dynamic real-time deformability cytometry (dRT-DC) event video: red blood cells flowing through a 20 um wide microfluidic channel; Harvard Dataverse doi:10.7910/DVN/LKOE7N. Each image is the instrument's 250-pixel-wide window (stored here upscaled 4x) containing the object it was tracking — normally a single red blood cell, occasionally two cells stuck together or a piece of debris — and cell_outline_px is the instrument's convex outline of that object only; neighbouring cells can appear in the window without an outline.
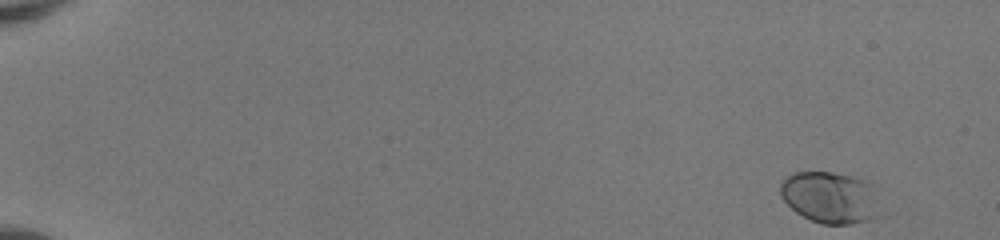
{"species": "human", "species_latin": "Homo sapiens", "temperature_condition": "room temperature", "stored_images_in_passage": 50, "camera_frame_rate_fps": 3000, "um_per_image_px": 0.085, "donor": {"sex": "female"}, "frame": {"image": 1, "passage_image": 1, "time_ms": 0.0, "image_size_px": [1000, 240], "cell_outline_px": [[884, 188], [872, 216], [868, 220], [852, 224], [824, 224], [812, 220], [796, 212], [780, 196], [780, 184], [784, 176], [792, 172], [832, 172], [852, 176], [876, 184]], "centroid_in_image_um": [70.6, 16.73], "position_along_channel_um": 14.4, "area_um2": 30.52}}
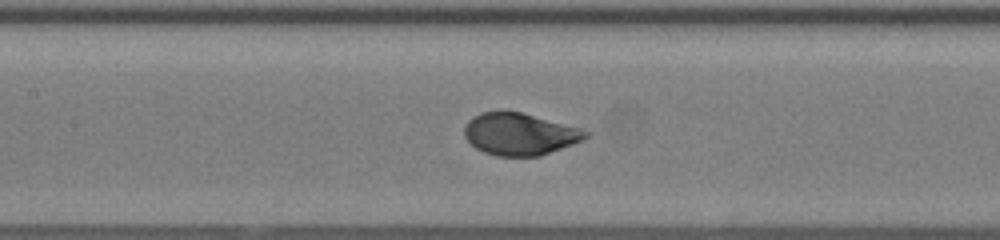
{"frame": {"image": 2, "passage_image": 25, "time_ms": 8.0, "image_size_px": [1000, 240], "cell_outline_px": [[592, 132], [584, 140], [540, 156], [496, 156], [484, 152], [476, 148], [464, 136], [464, 124], [472, 116], [480, 112], [500, 108], [520, 112], [580, 128]], "centroid_in_image_um": [44.14, 11.37], "position_along_channel_um": 163.3, "area_um2": 30.23}}
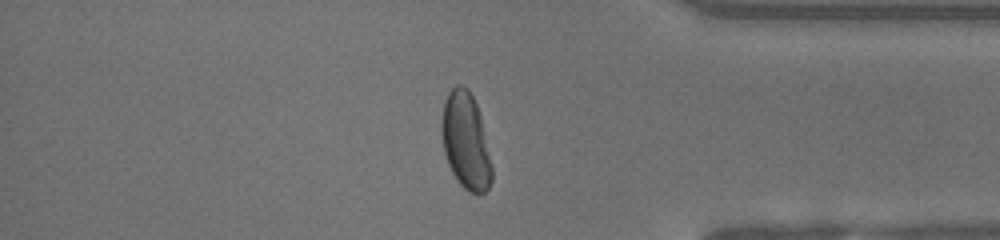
{"frame": {"image": 3, "passage_image": 43, "time_ms": 14.0, "image_size_px": [1000, 240], "cell_outline_px": [[492, 180], [488, 188], [484, 192], [468, 192], [456, 180], [448, 164], [444, 152], [440, 128], [440, 124], [444, 100], [448, 92], [456, 84], [460, 84], [468, 88], [476, 104], [480, 116], [492, 168]], "centroid_in_image_um": [39.55, 11.96], "position_along_channel_um": 395.6, "area_um2": 28.15}, "authors_computed_cell_mechanics": {"area_um2": 29.7092, "velocity_mm_per_s": 4.0856, "shape_relaxation_time_tau1_ms": 3.1747, "shape_relaxation_time_tau2_ms": null, "deformation_change_tau1": 0.1628, "deformation_change_tau2": null}}